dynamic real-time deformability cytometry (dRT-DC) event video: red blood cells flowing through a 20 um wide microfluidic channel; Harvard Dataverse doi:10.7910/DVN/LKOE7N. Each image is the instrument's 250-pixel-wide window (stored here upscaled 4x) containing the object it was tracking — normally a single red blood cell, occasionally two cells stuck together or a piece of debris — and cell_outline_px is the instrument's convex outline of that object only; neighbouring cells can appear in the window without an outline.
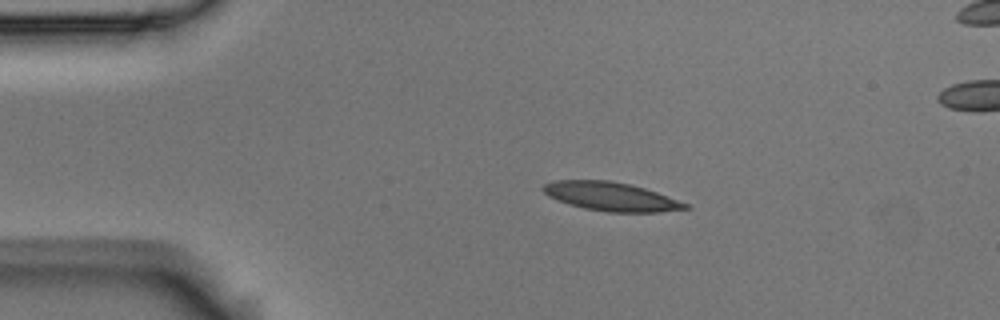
{"species": "Egyptian fruit bat (a non-hibernating species)", "species_latin": "Rousettus aegyptiacus", "temperature_condition": "room temperature", "stored_images_in_passage": 3, "camera_frame_rate_fps": 3000, "um_per_image_px": 0.085, "animal": {"sex": "male"}, "frame": {"image": 1, "passage_image": 1, "time_ms": 0.0, "image_size_px": [1000, 320], "cell_outline_px": [[692, 208], [656, 212], [608, 212], [584, 208], [568, 204], [548, 196], [540, 188], [544, 184], [556, 180], [612, 180], [644, 188], [656, 192], [688, 204]], "centroid_in_image_um": [51.9, 16.7], "position_along_channel_um": 33.1, "area_um2": 23.64}}